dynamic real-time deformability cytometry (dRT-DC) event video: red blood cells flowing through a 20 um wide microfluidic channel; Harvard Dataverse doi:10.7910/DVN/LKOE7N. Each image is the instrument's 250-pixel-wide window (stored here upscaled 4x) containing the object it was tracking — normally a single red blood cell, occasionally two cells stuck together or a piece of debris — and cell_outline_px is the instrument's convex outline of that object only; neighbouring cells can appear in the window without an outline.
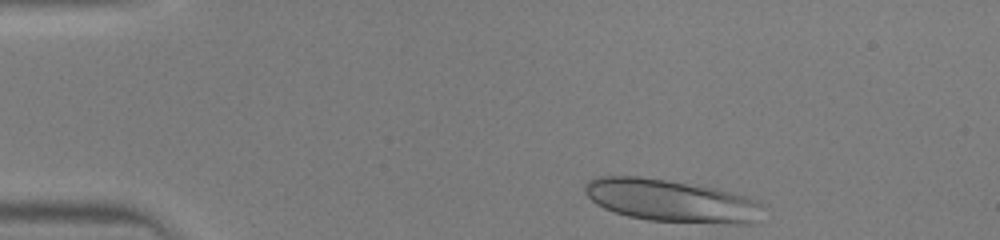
{"species": "human", "species_latin": "Homo sapiens", "temperature_condition": "warm", "stored_images_in_passage": 32, "camera_frame_rate_fps": 3000, "um_per_image_px": 0.085, "donor": {"sex": "male"}, "frame": {"image": 1, "passage_image": 1, "time_ms": 0.0, "image_size_px": [1000, 240], "cell_outline_px": [[764, 204], [752, 224], [728, 224], [648, 220], [628, 216], [604, 208], [596, 204], [584, 192], [584, 188], [588, 180], [600, 176], [640, 176], [668, 180], [712, 188], [744, 196], [756, 200]], "centroid_in_image_um": [57.02, 17.06], "position_along_channel_um": 28.0, "area_um2": 43.7}}
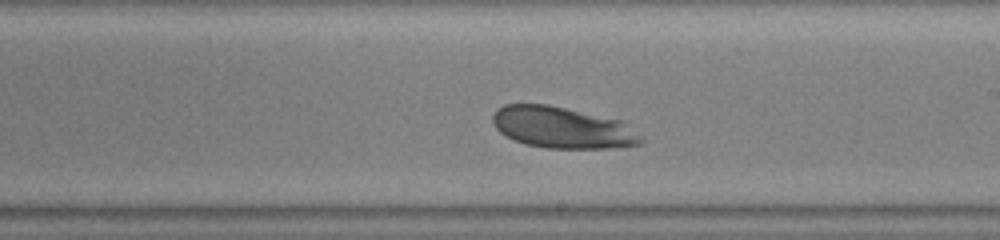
{"frame": {"image": 2, "passage_image": 20, "time_ms": 6.333, "image_size_px": [1000, 240], "cell_outline_px": [[644, 140], [640, 144], [608, 148], [548, 148], [528, 144], [516, 140], [500, 132], [496, 128], [492, 120], [492, 116], [496, 108], [504, 104], [548, 104], [620, 120]], "centroid_in_image_um": [47.75, 10.83], "position_along_channel_um": 241.3, "area_um2": 35.26}}
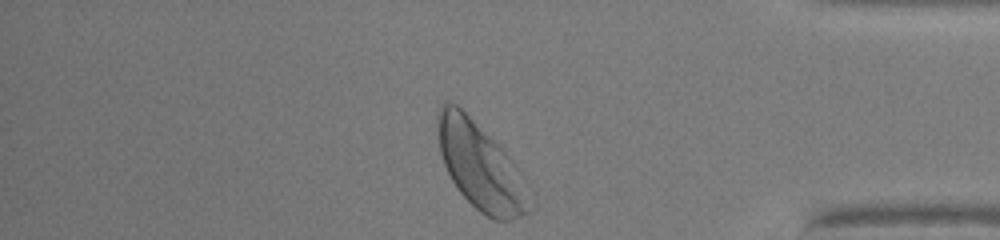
{"frame": {"image": 3, "passage_image": 32, "time_ms": 10.333, "image_size_px": [1000, 240], "cell_outline_px": [[532, 212], [508, 220], [492, 220], [480, 212], [460, 192], [452, 180], [444, 164], [440, 152], [436, 120], [440, 104], [448, 100], [456, 104], [508, 156], [532, 208]], "centroid_in_image_um": [40.74, 14.13], "position_along_channel_um": 394.5, "area_um2": 44.56}}